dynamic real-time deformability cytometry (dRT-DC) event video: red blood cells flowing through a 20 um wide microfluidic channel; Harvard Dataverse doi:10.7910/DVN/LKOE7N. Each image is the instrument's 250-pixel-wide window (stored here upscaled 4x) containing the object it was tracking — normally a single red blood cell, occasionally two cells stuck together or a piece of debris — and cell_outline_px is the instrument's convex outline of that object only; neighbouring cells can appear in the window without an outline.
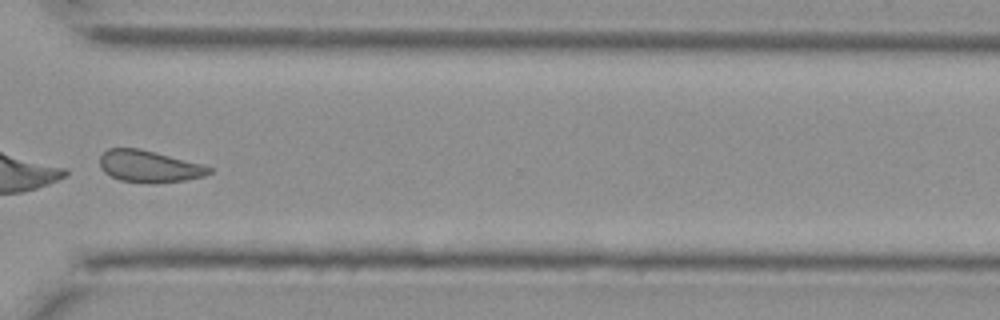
{"species": "Egyptian fruit bat (a non-hibernating species)", "species_latin": "Rousettus aegyptiacus", "temperature_condition": "cold", "stored_images_in_passage": 39, "camera_frame_rate_fps": 3000, "um_per_image_px": 0.085, "animal": {"sex": "female"}, "frame": {"image": 1, "passage_image": 28, "time_ms": 9.0, "image_size_px": [1000, 320], "cell_outline_px": [[212, 172], [204, 176], [184, 180], [120, 180], [104, 172], [100, 168], [100, 156], [108, 148], [140, 148], [200, 164], [212, 168]], "centroid_in_image_um": [12.63, 14.09], "position_along_channel_um": 358.0, "area_um2": 19.25}}